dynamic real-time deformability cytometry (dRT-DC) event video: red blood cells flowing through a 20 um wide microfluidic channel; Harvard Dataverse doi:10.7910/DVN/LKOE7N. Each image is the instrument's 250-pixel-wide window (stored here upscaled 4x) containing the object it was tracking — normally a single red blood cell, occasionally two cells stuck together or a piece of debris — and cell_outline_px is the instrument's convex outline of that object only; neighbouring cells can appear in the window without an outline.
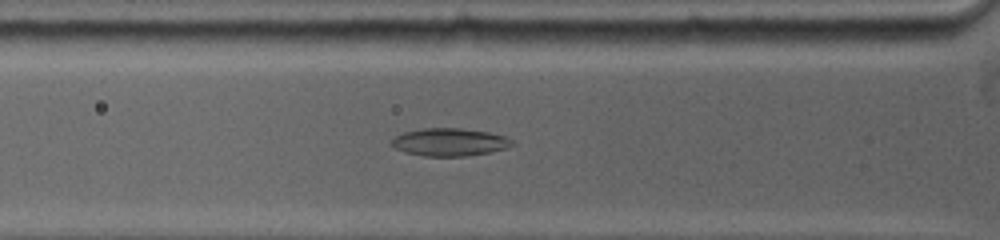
{"species": "common noctule bat (a hibernating species)", "species_latin": "Nyctalus noctula", "temperature_condition": "warm", "stored_images_in_passage": 10, "camera_frame_rate_fps": 5000, "um_per_image_px": 0.085, "animal": {"sex": "female", "body_mass_g": 19.0, "forearm_length_mm": 53.3}, "frame": {"image": 1, "passage_image": 6, "time_ms": 3.2, "image_size_px": [1000, 240], "cell_outline_px": [[512, 144], [508, 148], [468, 156], [424, 156], [404, 152], [396, 148], [388, 140], [404, 132], [424, 128], [460, 128], [488, 132], [504, 136], [512, 140]], "centroid_in_image_um": [38.18, 12.08], "position_along_channel_um": 87.6, "area_um2": 19.42}}
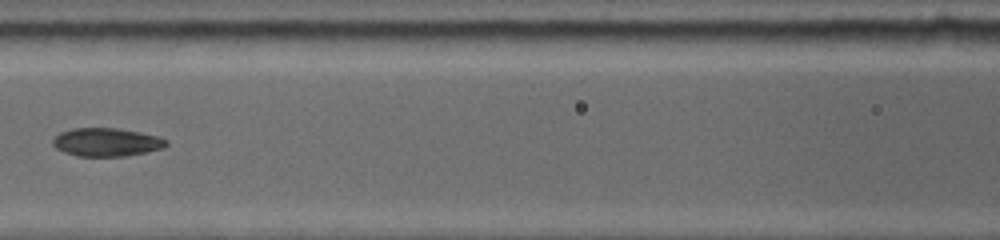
{"frame": {"image": 2, "passage_image": 9, "time_ms": 5.0, "image_size_px": [1000, 240], "cell_outline_px": [[168, 144], [164, 148], [124, 156], [76, 156], [64, 152], [56, 148], [52, 144], [52, 140], [60, 132], [72, 128], [116, 128], [140, 132], [160, 136], [168, 140]], "centroid_in_image_um": [9.06, 12.08], "position_along_channel_um": 157.5, "area_um2": 18.79}}